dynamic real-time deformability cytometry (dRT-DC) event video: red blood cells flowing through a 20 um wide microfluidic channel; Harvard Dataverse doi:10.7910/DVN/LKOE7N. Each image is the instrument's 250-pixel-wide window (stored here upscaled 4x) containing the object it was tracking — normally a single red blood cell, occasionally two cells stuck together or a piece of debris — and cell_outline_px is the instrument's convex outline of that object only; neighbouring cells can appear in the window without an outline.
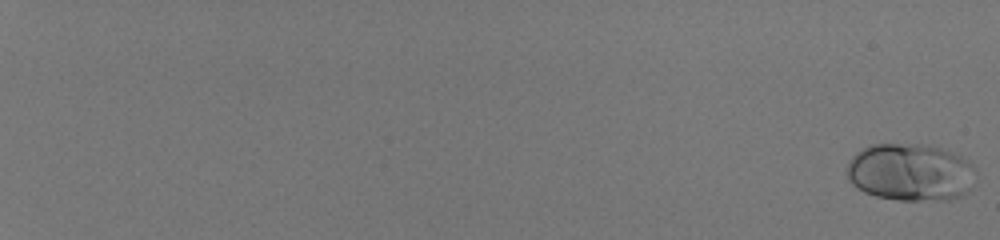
{"species": "human", "species_latin": "Homo sapiens", "temperature_condition": "room temperature", "stored_images_in_passage": 27, "camera_frame_rate_fps": 3000, "um_per_image_px": 0.085, "donor": {"sex": "male"}, "frame": {"image": 1, "passage_image": 1, "time_ms": 0.0, "image_size_px": [1000, 240], "cell_outline_px": [[976, 172], [972, 188], [968, 192], [960, 196], [948, 200], [900, 200], [876, 196], [864, 192], [856, 188], [852, 184], [844, 172], [852, 156], [856, 152], [872, 144], [924, 144], [940, 148], [952, 152], [968, 160], [976, 168]], "centroid_in_image_um": [77.4, 14.65], "position_along_channel_um": 7.6, "area_um2": 43.7}}
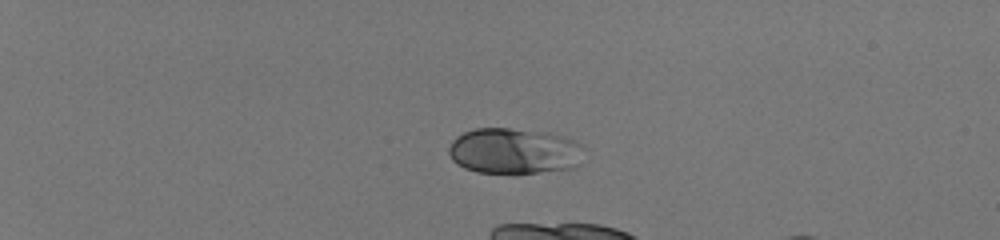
{"frame": {"image": 2, "passage_image": 18, "time_ms": 5.667, "image_size_px": [1000, 240], "cell_outline_px": [[584, 148], [580, 164], [576, 168], [516, 176], [512, 176], [476, 172], [464, 168], [456, 164], [452, 160], [448, 152], [448, 148], [452, 140], [456, 136], [464, 132], [476, 128], [508, 128], [548, 132], [564, 136], [584, 144]], "centroid_in_image_um": [43.73, 12.88], "position_along_channel_um": 41.3, "area_um2": 37.69}}